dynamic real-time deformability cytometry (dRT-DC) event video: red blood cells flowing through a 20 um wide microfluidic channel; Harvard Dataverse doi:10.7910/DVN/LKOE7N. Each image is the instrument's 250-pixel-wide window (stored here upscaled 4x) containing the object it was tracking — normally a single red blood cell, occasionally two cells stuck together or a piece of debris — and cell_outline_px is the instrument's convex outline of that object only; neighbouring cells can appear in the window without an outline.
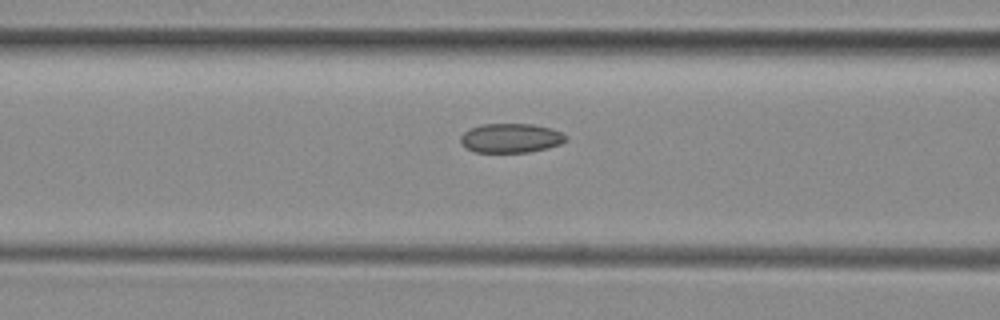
{"species": "common noctule bat (a hibernating species)", "species_latin": "Nyctalus noctula", "temperature_condition": "room temperature", "stored_images_in_passage": 8, "camera_frame_rate_fps": 3000, "um_per_image_px": 0.085, "animal": {"sex": "female", "body_mass_g": 29.2, "forearm_length_mm": 56.3}, "frame": {"image": 1, "passage_image": 6, "time_ms": 1.667, "image_size_px": [1000, 320], "cell_outline_px": [[568, 140], [560, 144], [548, 148], [528, 152], [476, 152], [460, 144], [460, 136], [464, 132], [472, 128], [484, 124], [532, 124], [552, 128], [568, 136]], "centroid_in_image_um": [43.45, 11.74], "position_along_channel_um": 123.1, "area_um2": 17.98}}